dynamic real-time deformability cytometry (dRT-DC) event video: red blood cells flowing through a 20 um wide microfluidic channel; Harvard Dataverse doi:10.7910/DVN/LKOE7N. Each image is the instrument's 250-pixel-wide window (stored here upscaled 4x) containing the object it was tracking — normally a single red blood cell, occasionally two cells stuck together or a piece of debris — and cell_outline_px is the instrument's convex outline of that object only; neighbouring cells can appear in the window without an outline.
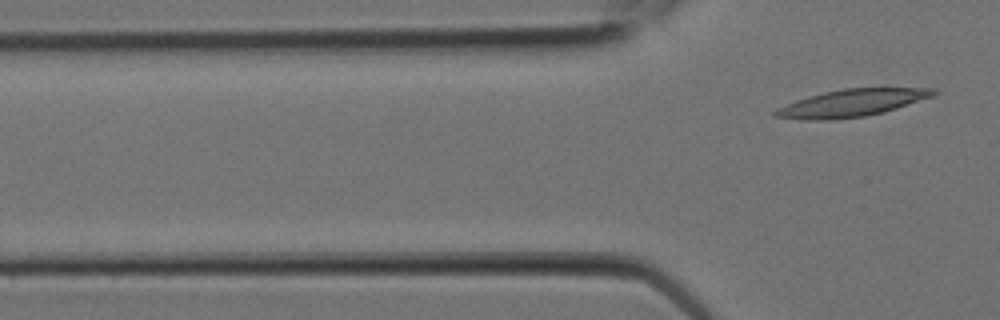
{"species": "Egyptian fruit bat (a non-hibernating species)", "species_latin": "Rousettus aegyptiacus", "temperature_condition": "room temperature", "stored_images_in_passage": 8, "camera_frame_rate_fps": 3000, "um_per_image_px": 0.085, "animal": {"sex": "female"}, "frame": {"image": 1, "passage_image": 8, "time_ms": 2.333, "image_size_px": [1000, 320], "cell_outline_px": [[940, 92], [932, 96], [884, 112], [864, 116], [832, 120], [804, 120], [772, 116], [772, 112], [776, 108], [796, 100], [808, 96], [824, 92], [844, 88], [936, 88]], "centroid_in_image_um": [72.36, 8.76], "position_along_channel_um": 53.4, "area_um2": 25.14}}